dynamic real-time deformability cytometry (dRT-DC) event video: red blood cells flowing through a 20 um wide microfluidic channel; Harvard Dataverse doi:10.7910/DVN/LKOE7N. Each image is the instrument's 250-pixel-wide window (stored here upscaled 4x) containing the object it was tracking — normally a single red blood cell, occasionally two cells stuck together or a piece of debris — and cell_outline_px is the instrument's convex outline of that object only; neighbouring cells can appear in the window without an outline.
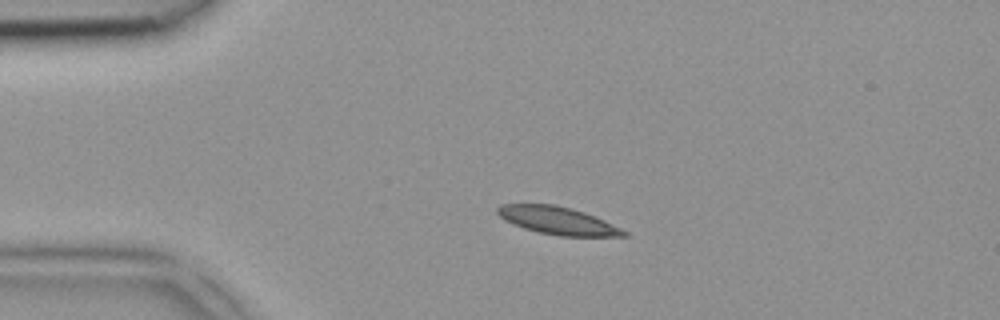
{"species": "common noctule bat (a hibernating species)", "species_latin": "Nyctalus noctula", "temperature_condition": "room temperature", "stored_images_in_passage": 3, "camera_frame_rate_fps": 3000, "um_per_image_px": 0.085, "animal": {"sex": "female", "body_mass_g": 18.4}, "frame": {"image": 1, "passage_image": 2, "time_ms": 0.333, "image_size_px": [1000, 320], "cell_outline_px": [[628, 236], [560, 236], [540, 232], [524, 228], [512, 224], [504, 220], [496, 212], [496, 208], [500, 204], [556, 204], [572, 208], [596, 216], [628, 232]], "centroid_in_image_um": [47.39, 18.74], "position_along_channel_um": 37.6, "area_um2": 20.4}}